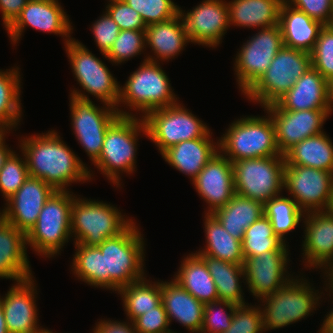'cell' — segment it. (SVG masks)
<instances>
[{
	"mask_svg": "<svg viewBox=\"0 0 333 333\" xmlns=\"http://www.w3.org/2000/svg\"><path fill=\"white\" fill-rule=\"evenodd\" d=\"M279 26L284 46L308 53L313 51L319 32L324 27L286 0L280 7Z\"/></svg>",
	"mask_w": 333,
	"mask_h": 333,
	"instance_id": "f1b7e54d",
	"label": "cell"
},
{
	"mask_svg": "<svg viewBox=\"0 0 333 333\" xmlns=\"http://www.w3.org/2000/svg\"><path fill=\"white\" fill-rule=\"evenodd\" d=\"M232 164L235 194L262 204L282 194L284 156L241 159Z\"/></svg>",
	"mask_w": 333,
	"mask_h": 333,
	"instance_id": "8fae6325",
	"label": "cell"
},
{
	"mask_svg": "<svg viewBox=\"0 0 333 333\" xmlns=\"http://www.w3.org/2000/svg\"><path fill=\"white\" fill-rule=\"evenodd\" d=\"M319 293L322 295L323 292L316 290L308 279L295 276L278 291L261 298L263 332L286 327L313 315L311 313L319 307L323 297Z\"/></svg>",
	"mask_w": 333,
	"mask_h": 333,
	"instance_id": "8992f818",
	"label": "cell"
},
{
	"mask_svg": "<svg viewBox=\"0 0 333 333\" xmlns=\"http://www.w3.org/2000/svg\"><path fill=\"white\" fill-rule=\"evenodd\" d=\"M201 257L216 285L219 300L235 305L247 304L244 300V289H242V282L244 283L245 279L243 265H236L210 256Z\"/></svg>",
	"mask_w": 333,
	"mask_h": 333,
	"instance_id": "e575fe53",
	"label": "cell"
},
{
	"mask_svg": "<svg viewBox=\"0 0 333 333\" xmlns=\"http://www.w3.org/2000/svg\"><path fill=\"white\" fill-rule=\"evenodd\" d=\"M264 111L272 118L277 147L284 154L294 144L323 132V124L333 109L288 111L271 104Z\"/></svg>",
	"mask_w": 333,
	"mask_h": 333,
	"instance_id": "ac0fdd59",
	"label": "cell"
},
{
	"mask_svg": "<svg viewBox=\"0 0 333 333\" xmlns=\"http://www.w3.org/2000/svg\"><path fill=\"white\" fill-rule=\"evenodd\" d=\"M294 8L306 13L324 26L333 22V0H286Z\"/></svg>",
	"mask_w": 333,
	"mask_h": 333,
	"instance_id": "681fc988",
	"label": "cell"
},
{
	"mask_svg": "<svg viewBox=\"0 0 333 333\" xmlns=\"http://www.w3.org/2000/svg\"><path fill=\"white\" fill-rule=\"evenodd\" d=\"M284 0H232L229 25L244 28H268L279 24V11Z\"/></svg>",
	"mask_w": 333,
	"mask_h": 333,
	"instance_id": "4dcf8cb0",
	"label": "cell"
},
{
	"mask_svg": "<svg viewBox=\"0 0 333 333\" xmlns=\"http://www.w3.org/2000/svg\"><path fill=\"white\" fill-rule=\"evenodd\" d=\"M73 133L92 164L99 158L108 127L120 116L113 106H96L92 99L70 95Z\"/></svg>",
	"mask_w": 333,
	"mask_h": 333,
	"instance_id": "5bb4252c",
	"label": "cell"
},
{
	"mask_svg": "<svg viewBox=\"0 0 333 333\" xmlns=\"http://www.w3.org/2000/svg\"><path fill=\"white\" fill-rule=\"evenodd\" d=\"M302 223L305 227L302 240L305 269L324 271L333 261V213L329 210L308 212Z\"/></svg>",
	"mask_w": 333,
	"mask_h": 333,
	"instance_id": "603a6c76",
	"label": "cell"
},
{
	"mask_svg": "<svg viewBox=\"0 0 333 333\" xmlns=\"http://www.w3.org/2000/svg\"><path fill=\"white\" fill-rule=\"evenodd\" d=\"M219 152L211 130L202 138L182 141L165 150L161 156L174 169L189 176L192 182L210 159Z\"/></svg>",
	"mask_w": 333,
	"mask_h": 333,
	"instance_id": "484cf974",
	"label": "cell"
},
{
	"mask_svg": "<svg viewBox=\"0 0 333 333\" xmlns=\"http://www.w3.org/2000/svg\"><path fill=\"white\" fill-rule=\"evenodd\" d=\"M54 191L55 189L43 180L29 176L19 190L4 203V220L27 234Z\"/></svg>",
	"mask_w": 333,
	"mask_h": 333,
	"instance_id": "7402d4cb",
	"label": "cell"
},
{
	"mask_svg": "<svg viewBox=\"0 0 333 333\" xmlns=\"http://www.w3.org/2000/svg\"><path fill=\"white\" fill-rule=\"evenodd\" d=\"M192 185L208 205L205 214H213L235 195L232 162L219 151L199 172Z\"/></svg>",
	"mask_w": 333,
	"mask_h": 333,
	"instance_id": "ffe728a7",
	"label": "cell"
},
{
	"mask_svg": "<svg viewBox=\"0 0 333 333\" xmlns=\"http://www.w3.org/2000/svg\"><path fill=\"white\" fill-rule=\"evenodd\" d=\"M19 142L29 176L43 180L55 190H69L72 183H85L94 176L56 130L24 136Z\"/></svg>",
	"mask_w": 333,
	"mask_h": 333,
	"instance_id": "7a4b0ae2",
	"label": "cell"
},
{
	"mask_svg": "<svg viewBox=\"0 0 333 333\" xmlns=\"http://www.w3.org/2000/svg\"><path fill=\"white\" fill-rule=\"evenodd\" d=\"M146 278L115 292L121 296L126 318L131 322L161 303V281L152 282Z\"/></svg>",
	"mask_w": 333,
	"mask_h": 333,
	"instance_id": "d590c367",
	"label": "cell"
},
{
	"mask_svg": "<svg viewBox=\"0 0 333 333\" xmlns=\"http://www.w3.org/2000/svg\"><path fill=\"white\" fill-rule=\"evenodd\" d=\"M275 104L288 111L333 109L329 82L311 67Z\"/></svg>",
	"mask_w": 333,
	"mask_h": 333,
	"instance_id": "cb8c5ba5",
	"label": "cell"
},
{
	"mask_svg": "<svg viewBox=\"0 0 333 333\" xmlns=\"http://www.w3.org/2000/svg\"><path fill=\"white\" fill-rule=\"evenodd\" d=\"M33 278L12 284L5 296L0 297L9 333H38L43 328L38 323V293Z\"/></svg>",
	"mask_w": 333,
	"mask_h": 333,
	"instance_id": "44dd1931",
	"label": "cell"
},
{
	"mask_svg": "<svg viewBox=\"0 0 333 333\" xmlns=\"http://www.w3.org/2000/svg\"><path fill=\"white\" fill-rule=\"evenodd\" d=\"M4 220V209H0V223Z\"/></svg>",
	"mask_w": 333,
	"mask_h": 333,
	"instance_id": "94428289",
	"label": "cell"
},
{
	"mask_svg": "<svg viewBox=\"0 0 333 333\" xmlns=\"http://www.w3.org/2000/svg\"><path fill=\"white\" fill-rule=\"evenodd\" d=\"M189 42L180 14L165 22L150 24L145 29V43L153 55L145 58L153 62H168L178 56Z\"/></svg>",
	"mask_w": 333,
	"mask_h": 333,
	"instance_id": "4316f807",
	"label": "cell"
},
{
	"mask_svg": "<svg viewBox=\"0 0 333 333\" xmlns=\"http://www.w3.org/2000/svg\"><path fill=\"white\" fill-rule=\"evenodd\" d=\"M204 221L206 246L196 253L200 256H210L236 265H243L241 241L233 238L213 214H206Z\"/></svg>",
	"mask_w": 333,
	"mask_h": 333,
	"instance_id": "836d02e7",
	"label": "cell"
},
{
	"mask_svg": "<svg viewBox=\"0 0 333 333\" xmlns=\"http://www.w3.org/2000/svg\"><path fill=\"white\" fill-rule=\"evenodd\" d=\"M283 155L285 164L333 173V142L324 131L294 144Z\"/></svg>",
	"mask_w": 333,
	"mask_h": 333,
	"instance_id": "1f68e13d",
	"label": "cell"
},
{
	"mask_svg": "<svg viewBox=\"0 0 333 333\" xmlns=\"http://www.w3.org/2000/svg\"><path fill=\"white\" fill-rule=\"evenodd\" d=\"M237 52L234 71L243 95L259 80L284 46L280 26L258 29Z\"/></svg>",
	"mask_w": 333,
	"mask_h": 333,
	"instance_id": "4fadbf2b",
	"label": "cell"
},
{
	"mask_svg": "<svg viewBox=\"0 0 333 333\" xmlns=\"http://www.w3.org/2000/svg\"><path fill=\"white\" fill-rule=\"evenodd\" d=\"M331 292V293H330ZM333 296V292L329 289V296ZM333 299V297H331ZM333 303V301H331ZM326 318L323 319L322 326L319 329V333H332L333 332V308L330 309Z\"/></svg>",
	"mask_w": 333,
	"mask_h": 333,
	"instance_id": "f5cc1de1",
	"label": "cell"
},
{
	"mask_svg": "<svg viewBox=\"0 0 333 333\" xmlns=\"http://www.w3.org/2000/svg\"><path fill=\"white\" fill-rule=\"evenodd\" d=\"M222 333H263L262 311L258 304L238 305L228 330Z\"/></svg>",
	"mask_w": 333,
	"mask_h": 333,
	"instance_id": "f6af8a7d",
	"label": "cell"
},
{
	"mask_svg": "<svg viewBox=\"0 0 333 333\" xmlns=\"http://www.w3.org/2000/svg\"><path fill=\"white\" fill-rule=\"evenodd\" d=\"M312 67L328 82L333 80V27L324 26L311 52Z\"/></svg>",
	"mask_w": 333,
	"mask_h": 333,
	"instance_id": "7bdbcfd3",
	"label": "cell"
},
{
	"mask_svg": "<svg viewBox=\"0 0 333 333\" xmlns=\"http://www.w3.org/2000/svg\"><path fill=\"white\" fill-rule=\"evenodd\" d=\"M70 190H55L43 206L38 220L26 234L27 246L37 255L52 258L71 237V206L76 196Z\"/></svg>",
	"mask_w": 333,
	"mask_h": 333,
	"instance_id": "52a82bcc",
	"label": "cell"
},
{
	"mask_svg": "<svg viewBox=\"0 0 333 333\" xmlns=\"http://www.w3.org/2000/svg\"><path fill=\"white\" fill-rule=\"evenodd\" d=\"M93 34L94 42L99 48L103 57L107 58L106 54L112 48L114 41L119 35L120 29L112 17L104 11L90 26Z\"/></svg>",
	"mask_w": 333,
	"mask_h": 333,
	"instance_id": "7dc6e473",
	"label": "cell"
},
{
	"mask_svg": "<svg viewBox=\"0 0 333 333\" xmlns=\"http://www.w3.org/2000/svg\"><path fill=\"white\" fill-rule=\"evenodd\" d=\"M119 116L107 129L99 158L93 163L110 183L121 185V174H133L136 166L139 133L148 137L144 119ZM121 178V179H120Z\"/></svg>",
	"mask_w": 333,
	"mask_h": 333,
	"instance_id": "277c9868",
	"label": "cell"
},
{
	"mask_svg": "<svg viewBox=\"0 0 333 333\" xmlns=\"http://www.w3.org/2000/svg\"><path fill=\"white\" fill-rule=\"evenodd\" d=\"M105 11L117 23L120 30H145L141 15L123 0H108Z\"/></svg>",
	"mask_w": 333,
	"mask_h": 333,
	"instance_id": "bcb514c9",
	"label": "cell"
},
{
	"mask_svg": "<svg viewBox=\"0 0 333 333\" xmlns=\"http://www.w3.org/2000/svg\"><path fill=\"white\" fill-rule=\"evenodd\" d=\"M0 333H9L4 318V310L0 302Z\"/></svg>",
	"mask_w": 333,
	"mask_h": 333,
	"instance_id": "9f6ffc18",
	"label": "cell"
},
{
	"mask_svg": "<svg viewBox=\"0 0 333 333\" xmlns=\"http://www.w3.org/2000/svg\"><path fill=\"white\" fill-rule=\"evenodd\" d=\"M191 43L215 48L222 43L229 25V8L225 0H203L190 11L179 7Z\"/></svg>",
	"mask_w": 333,
	"mask_h": 333,
	"instance_id": "e0dca14e",
	"label": "cell"
},
{
	"mask_svg": "<svg viewBox=\"0 0 333 333\" xmlns=\"http://www.w3.org/2000/svg\"><path fill=\"white\" fill-rule=\"evenodd\" d=\"M311 67V53L283 46L244 96L263 108L275 104Z\"/></svg>",
	"mask_w": 333,
	"mask_h": 333,
	"instance_id": "30bf717a",
	"label": "cell"
},
{
	"mask_svg": "<svg viewBox=\"0 0 333 333\" xmlns=\"http://www.w3.org/2000/svg\"><path fill=\"white\" fill-rule=\"evenodd\" d=\"M29 0H0V12L5 30L20 16L22 9Z\"/></svg>",
	"mask_w": 333,
	"mask_h": 333,
	"instance_id": "f907efd6",
	"label": "cell"
},
{
	"mask_svg": "<svg viewBox=\"0 0 333 333\" xmlns=\"http://www.w3.org/2000/svg\"><path fill=\"white\" fill-rule=\"evenodd\" d=\"M329 211H330L331 213H333V196H332V202H331V205H330Z\"/></svg>",
	"mask_w": 333,
	"mask_h": 333,
	"instance_id": "6125c7cd",
	"label": "cell"
},
{
	"mask_svg": "<svg viewBox=\"0 0 333 333\" xmlns=\"http://www.w3.org/2000/svg\"><path fill=\"white\" fill-rule=\"evenodd\" d=\"M264 215L270 220L274 234L285 244L286 234L292 232L303 221L305 213L291 197L282 194L264 203Z\"/></svg>",
	"mask_w": 333,
	"mask_h": 333,
	"instance_id": "74e56055",
	"label": "cell"
},
{
	"mask_svg": "<svg viewBox=\"0 0 333 333\" xmlns=\"http://www.w3.org/2000/svg\"><path fill=\"white\" fill-rule=\"evenodd\" d=\"M21 155L14 151L0 169V192L5 201L12 197L29 177L25 156L23 153Z\"/></svg>",
	"mask_w": 333,
	"mask_h": 333,
	"instance_id": "60d3db41",
	"label": "cell"
},
{
	"mask_svg": "<svg viewBox=\"0 0 333 333\" xmlns=\"http://www.w3.org/2000/svg\"><path fill=\"white\" fill-rule=\"evenodd\" d=\"M285 189L304 213L328 211L333 196V173L285 164Z\"/></svg>",
	"mask_w": 333,
	"mask_h": 333,
	"instance_id": "9a60e30c",
	"label": "cell"
},
{
	"mask_svg": "<svg viewBox=\"0 0 333 333\" xmlns=\"http://www.w3.org/2000/svg\"><path fill=\"white\" fill-rule=\"evenodd\" d=\"M148 139L162 154L182 141L204 137L210 128L183 104L163 107L149 112L144 118Z\"/></svg>",
	"mask_w": 333,
	"mask_h": 333,
	"instance_id": "7c38bea8",
	"label": "cell"
},
{
	"mask_svg": "<svg viewBox=\"0 0 333 333\" xmlns=\"http://www.w3.org/2000/svg\"><path fill=\"white\" fill-rule=\"evenodd\" d=\"M38 333H54L52 330H49L47 328H42Z\"/></svg>",
	"mask_w": 333,
	"mask_h": 333,
	"instance_id": "91938a15",
	"label": "cell"
},
{
	"mask_svg": "<svg viewBox=\"0 0 333 333\" xmlns=\"http://www.w3.org/2000/svg\"><path fill=\"white\" fill-rule=\"evenodd\" d=\"M161 299L170 324L175 320L190 333H200L204 315V304L201 301L173 279L169 282L161 281Z\"/></svg>",
	"mask_w": 333,
	"mask_h": 333,
	"instance_id": "83f0119b",
	"label": "cell"
},
{
	"mask_svg": "<svg viewBox=\"0 0 333 333\" xmlns=\"http://www.w3.org/2000/svg\"><path fill=\"white\" fill-rule=\"evenodd\" d=\"M241 244L244 258L258 256L266 251H282L287 246L274 234L272 224L265 215L245 230Z\"/></svg>",
	"mask_w": 333,
	"mask_h": 333,
	"instance_id": "f35d334b",
	"label": "cell"
},
{
	"mask_svg": "<svg viewBox=\"0 0 333 333\" xmlns=\"http://www.w3.org/2000/svg\"><path fill=\"white\" fill-rule=\"evenodd\" d=\"M26 234L3 220L0 223V278L19 282L33 277Z\"/></svg>",
	"mask_w": 333,
	"mask_h": 333,
	"instance_id": "d4e9b609",
	"label": "cell"
},
{
	"mask_svg": "<svg viewBox=\"0 0 333 333\" xmlns=\"http://www.w3.org/2000/svg\"><path fill=\"white\" fill-rule=\"evenodd\" d=\"M263 209L264 204L261 202L235 194L224 207L216 210L213 215L233 238L242 241L245 230L264 215Z\"/></svg>",
	"mask_w": 333,
	"mask_h": 333,
	"instance_id": "d6a6232c",
	"label": "cell"
},
{
	"mask_svg": "<svg viewBox=\"0 0 333 333\" xmlns=\"http://www.w3.org/2000/svg\"><path fill=\"white\" fill-rule=\"evenodd\" d=\"M237 306L228 301L221 300L204 304V315L200 333H222L228 330Z\"/></svg>",
	"mask_w": 333,
	"mask_h": 333,
	"instance_id": "ee69618b",
	"label": "cell"
},
{
	"mask_svg": "<svg viewBox=\"0 0 333 333\" xmlns=\"http://www.w3.org/2000/svg\"><path fill=\"white\" fill-rule=\"evenodd\" d=\"M219 141V151L231 162L241 159L284 156L277 143L271 116H243L231 122Z\"/></svg>",
	"mask_w": 333,
	"mask_h": 333,
	"instance_id": "5b68a950",
	"label": "cell"
},
{
	"mask_svg": "<svg viewBox=\"0 0 333 333\" xmlns=\"http://www.w3.org/2000/svg\"><path fill=\"white\" fill-rule=\"evenodd\" d=\"M17 66L0 69V123L10 132L18 128L22 119L21 75Z\"/></svg>",
	"mask_w": 333,
	"mask_h": 333,
	"instance_id": "8d00e7d4",
	"label": "cell"
},
{
	"mask_svg": "<svg viewBox=\"0 0 333 333\" xmlns=\"http://www.w3.org/2000/svg\"><path fill=\"white\" fill-rule=\"evenodd\" d=\"M71 24L58 0H29L20 16L6 31L13 45L22 38L28 26L36 31L62 36L66 45L73 38L71 34L74 28Z\"/></svg>",
	"mask_w": 333,
	"mask_h": 333,
	"instance_id": "d6986e66",
	"label": "cell"
},
{
	"mask_svg": "<svg viewBox=\"0 0 333 333\" xmlns=\"http://www.w3.org/2000/svg\"><path fill=\"white\" fill-rule=\"evenodd\" d=\"M322 272L324 273L323 275L325 277L323 279L324 280L326 279V281H325L326 282L325 283V286H326L325 288L326 289L324 288L323 290L328 292V289H330L333 292V261Z\"/></svg>",
	"mask_w": 333,
	"mask_h": 333,
	"instance_id": "db71d44e",
	"label": "cell"
},
{
	"mask_svg": "<svg viewBox=\"0 0 333 333\" xmlns=\"http://www.w3.org/2000/svg\"><path fill=\"white\" fill-rule=\"evenodd\" d=\"M136 222L99 246L75 244L73 274L92 287L118 291L146 277L145 240Z\"/></svg>",
	"mask_w": 333,
	"mask_h": 333,
	"instance_id": "6da1fadb",
	"label": "cell"
},
{
	"mask_svg": "<svg viewBox=\"0 0 333 333\" xmlns=\"http://www.w3.org/2000/svg\"><path fill=\"white\" fill-rule=\"evenodd\" d=\"M5 140L6 139L4 138L0 142V169L3 167L8 157L15 151L11 150V147H8V145H6Z\"/></svg>",
	"mask_w": 333,
	"mask_h": 333,
	"instance_id": "11a10c76",
	"label": "cell"
},
{
	"mask_svg": "<svg viewBox=\"0 0 333 333\" xmlns=\"http://www.w3.org/2000/svg\"><path fill=\"white\" fill-rule=\"evenodd\" d=\"M64 46L73 75L77 79V83L82 87L79 91L74 88L71 90L70 95L90 99V94L100 100L101 104L106 103L117 108L120 96V83L113 77L107 65L75 38H72Z\"/></svg>",
	"mask_w": 333,
	"mask_h": 333,
	"instance_id": "9c48e42d",
	"label": "cell"
},
{
	"mask_svg": "<svg viewBox=\"0 0 333 333\" xmlns=\"http://www.w3.org/2000/svg\"><path fill=\"white\" fill-rule=\"evenodd\" d=\"M180 262L172 279L203 304L218 301L216 285L203 258L192 252Z\"/></svg>",
	"mask_w": 333,
	"mask_h": 333,
	"instance_id": "f546056e",
	"label": "cell"
},
{
	"mask_svg": "<svg viewBox=\"0 0 333 333\" xmlns=\"http://www.w3.org/2000/svg\"><path fill=\"white\" fill-rule=\"evenodd\" d=\"M137 333H177L169 329L170 323L162 302L133 321Z\"/></svg>",
	"mask_w": 333,
	"mask_h": 333,
	"instance_id": "c3c4849f",
	"label": "cell"
},
{
	"mask_svg": "<svg viewBox=\"0 0 333 333\" xmlns=\"http://www.w3.org/2000/svg\"><path fill=\"white\" fill-rule=\"evenodd\" d=\"M329 88H330V101L333 106V80L329 82Z\"/></svg>",
	"mask_w": 333,
	"mask_h": 333,
	"instance_id": "680465c9",
	"label": "cell"
},
{
	"mask_svg": "<svg viewBox=\"0 0 333 333\" xmlns=\"http://www.w3.org/2000/svg\"><path fill=\"white\" fill-rule=\"evenodd\" d=\"M141 15L146 26L165 22L179 14L173 0H123Z\"/></svg>",
	"mask_w": 333,
	"mask_h": 333,
	"instance_id": "b9f144b4",
	"label": "cell"
},
{
	"mask_svg": "<svg viewBox=\"0 0 333 333\" xmlns=\"http://www.w3.org/2000/svg\"><path fill=\"white\" fill-rule=\"evenodd\" d=\"M96 326L93 329V333H137L133 322L126 321H114L103 320L96 322Z\"/></svg>",
	"mask_w": 333,
	"mask_h": 333,
	"instance_id": "816d5d0a",
	"label": "cell"
},
{
	"mask_svg": "<svg viewBox=\"0 0 333 333\" xmlns=\"http://www.w3.org/2000/svg\"><path fill=\"white\" fill-rule=\"evenodd\" d=\"M7 133H10V131L0 123V142L6 137Z\"/></svg>",
	"mask_w": 333,
	"mask_h": 333,
	"instance_id": "6f0895ef",
	"label": "cell"
},
{
	"mask_svg": "<svg viewBox=\"0 0 333 333\" xmlns=\"http://www.w3.org/2000/svg\"><path fill=\"white\" fill-rule=\"evenodd\" d=\"M168 75L162 69L160 62H153L144 58L130 76L125 85L120 86V96L116 110L120 116H138L144 118L149 112L168 107L179 102L173 92ZM121 104L131 110L120 109ZM119 107V108H118ZM136 111L133 114L131 111ZM141 112V113H140ZM132 113V114H131Z\"/></svg>",
	"mask_w": 333,
	"mask_h": 333,
	"instance_id": "3957f363",
	"label": "cell"
},
{
	"mask_svg": "<svg viewBox=\"0 0 333 333\" xmlns=\"http://www.w3.org/2000/svg\"><path fill=\"white\" fill-rule=\"evenodd\" d=\"M145 50V30H120L112 48L106 54V60L117 66L137 55H141Z\"/></svg>",
	"mask_w": 333,
	"mask_h": 333,
	"instance_id": "ab89813d",
	"label": "cell"
},
{
	"mask_svg": "<svg viewBox=\"0 0 333 333\" xmlns=\"http://www.w3.org/2000/svg\"><path fill=\"white\" fill-rule=\"evenodd\" d=\"M288 246L282 251H266L244 258V284L258 302L278 291L294 277L287 270L290 261Z\"/></svg>",
	"mask_w": 333,
	"mask_h": 333,
	"instance_id": "2e32d148",
	"label": "cell"
},
{
	"mask_svg": "<svg viewBox=\"0 0 333 333\" xmlns=\"http://www.w3.org/2000/svg\"><path fill=\"white\" fill-rule=\"evenodd\" d=\"M70 219L74 243L87 246H99L104 240L122 233L135 221L110 203L77 196L71 206Z\"/></svg>",
	"mask_w": 333,
	"mask_h": 333,
	"instance_id": "ba28073f",
	"label": "cell"
}]
</instances>
